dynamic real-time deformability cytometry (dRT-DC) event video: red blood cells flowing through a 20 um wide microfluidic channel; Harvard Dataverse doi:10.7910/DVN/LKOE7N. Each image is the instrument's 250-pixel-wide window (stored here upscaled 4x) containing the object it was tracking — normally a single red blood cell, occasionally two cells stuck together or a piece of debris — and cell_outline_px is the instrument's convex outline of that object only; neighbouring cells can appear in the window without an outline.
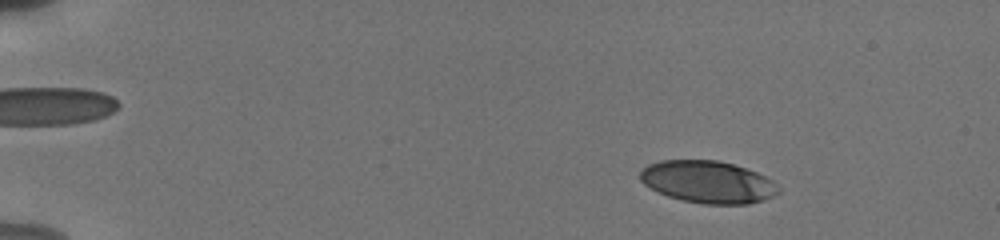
{"species": "human", "species_latin": "Homo sapiens", "temperature_condition": "cold", "stored_images_in_passage": 56, "camera_frame_rate_fps": 3000, "um_per_image_px": 0.085, "donor": {"sex": "male"}, "frame": {"image": 1, "passage_image": 9, "time_ms": 2.667, "image_size_px": [1000, 240], "cell_outline_px": [[780, 192], [764, 200], [748, 204], [704, 204], [684, 200], [668, 196], [644, 184], [640, 180], [640, 172], [648, 164], [660, 160], [716, 160], [732, 164], [756, 172], [772, 180], [780, 188]], "centroid_in_image_um": [60.18, 15.46], "position_along_channel_um": 24.8, "area_um2": 33.81}}
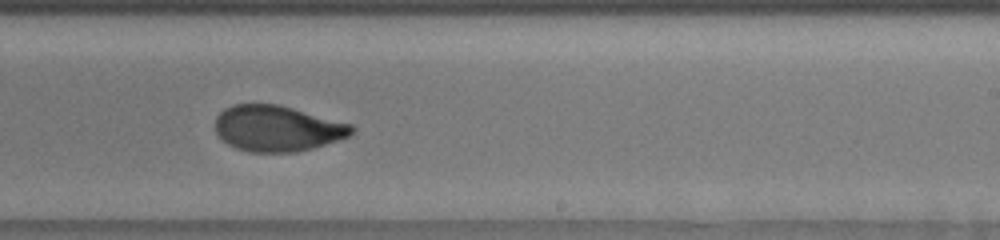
{"frame": {"image": 2, "passage_image": 37, "time_ms": 12.0, "image_size_px": [1000, 240], "cell_outline_px": [[356, 128], [348, 136], [340, 140], [312, 148], [296, 152], [248, 152], [236, 148], [228, 144], [216, 132], [216, 116], [224, 108], [232, 104], [276, 104], [292, 108], [352, 124]], "centroid_in_image_um": [23.56, 10.92], "position_along_channel_um": 265.4, "area_um2": 36.36}}
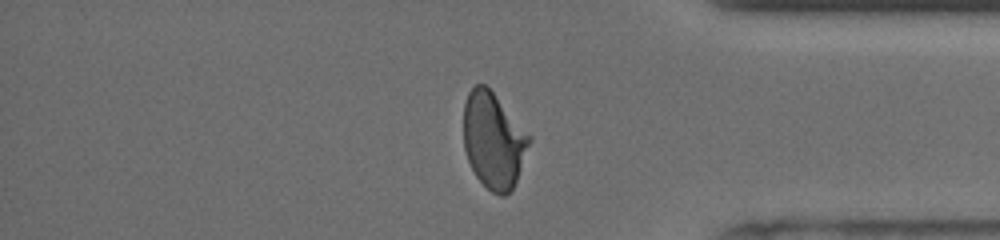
{"frame": {"image": 3, "passage_image": 48, "time_ms": 15.667, "image_size_px": [1000, 240], "cell_outline_px": [[532, 140], [516, 180], [512, 188], [504, 196], [500, 196], [492, 192], [476, 176], [468, 160], [464, 148], [464, 104], [468, 92], [476, 84], [484, 84], [492, 92], [532, 136]], "centroid_in_image_um": [41.95, 11.93], "position_along_channel_um": 393.2, "area_um2": 36.41}, "authors_computed_cell_mechanics": {"area_um2": 36.4718, "velocity_mm_per_s": 3.8063, "shape_relaxation_time_tau1_ms": 4.3917, "shape_relaxation_time_tau2_ms": 1.3719, "deformation_change_tau1": 0.1698, "deformation_change_tau2": 0.0636}}